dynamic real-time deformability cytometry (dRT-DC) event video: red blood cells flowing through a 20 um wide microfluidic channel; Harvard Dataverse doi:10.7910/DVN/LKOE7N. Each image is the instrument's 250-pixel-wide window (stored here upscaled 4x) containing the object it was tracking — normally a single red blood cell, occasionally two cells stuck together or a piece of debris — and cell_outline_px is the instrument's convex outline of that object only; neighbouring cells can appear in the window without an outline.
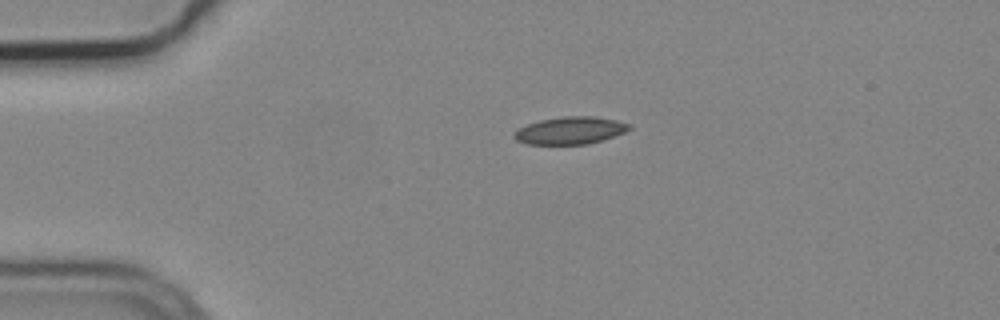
{"species": "common noctule bat (a hibernating species)", "species_latin": "Nyctalus noctula", "temperature_condition": "cold", "stored_images_in_passage": 2, "camera_frame_rate_fps": 3000, "um_per_image_px": 0.085, "animal": {"sex": "male", "body_mass_g": 19.2, "forearm_length_mm": 51.8}, "frame": {"image": 1, "passage_image": 1, "time_ms": 0.0, "image_size_px": [1000, 320], "cell_outline_px": [[632, 128], [624, 132], [588, 144], [524, 144], [516, 140], [512, 136], [520, 128], [528, 124], [540, 120], [564, 116], [596, 116], [616, 120], [632, 124]], "centroid_in_image_um": [48.48, 11.08], "position_along_channel_um": 36.5, "area_um2": 18.26}}